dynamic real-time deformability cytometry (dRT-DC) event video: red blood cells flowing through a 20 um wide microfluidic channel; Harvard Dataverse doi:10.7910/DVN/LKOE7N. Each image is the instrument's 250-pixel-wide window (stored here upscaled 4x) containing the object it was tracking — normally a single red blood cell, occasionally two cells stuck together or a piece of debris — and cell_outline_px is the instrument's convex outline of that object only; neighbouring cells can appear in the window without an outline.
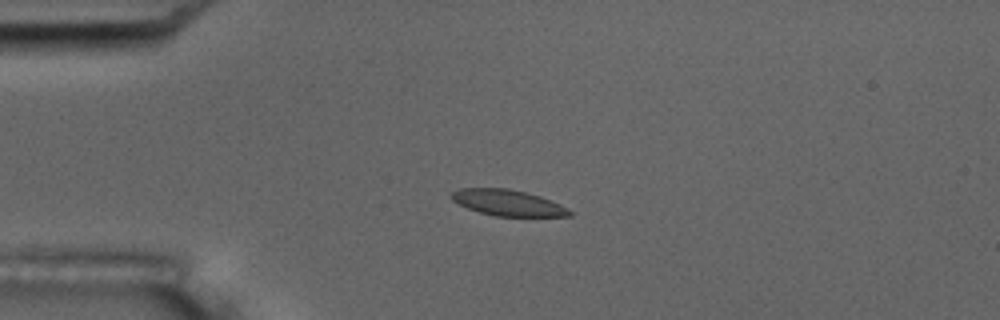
{"species": "common noctule bat (a hibernating species)", "species_latin": "Nyctalus noctula", "temperature_condition": "room temperature", "stored_images_in_passage": 5, "camera_frame_rate_fps": 3000, "um_per_image_px": 0.085, "animal": {"sex": "male", "body_mass_g": 17.5, "forearm_length_mm": 52.3}, "frame": {"image": 1, "passage_image": 4, "time_ms": 3.667, "image_size_px": [1000, 320], "cell_outline_px": [[572, 216], [496, 216], [480, 212], [468, 208], [452, 200], [448, 196], [452, 192], [460, 188], [508, 188], [540, 196], [560, 204], [568, 208], [572, 212]], "centroid_in_image_um": [43.16, 17.23], "position_along_channel_um": 41.8, "area_um2": 17.8}}